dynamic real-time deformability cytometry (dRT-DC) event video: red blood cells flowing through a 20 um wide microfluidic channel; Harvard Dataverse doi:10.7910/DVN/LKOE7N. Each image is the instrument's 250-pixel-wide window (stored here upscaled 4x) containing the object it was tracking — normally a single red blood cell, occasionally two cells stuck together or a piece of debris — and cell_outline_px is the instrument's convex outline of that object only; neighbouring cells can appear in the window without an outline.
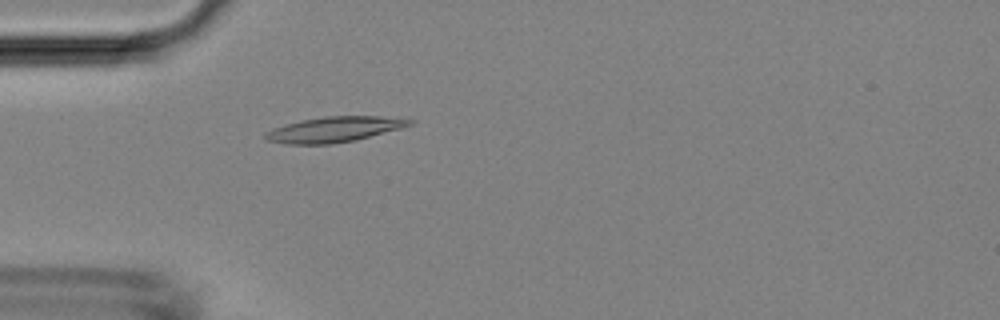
{"species": "Egyptian fruit bat (a non-hibernating species)", "species_latin": "Rousettus aegyptiacus", "temperature_condition": "room temperature", "stored_images_in_passage": 49, "camera_frame_rate_fps": 3000, "um_per_image_px": 0.085, "animal": {"sex": "female"}, "frame": {"image": 1, "passage_image": 14, "time_ms": 4.333, "image_size_px": [1000, 320], "cell_outline_px": [[416, 120], [412, 124], [400, 128], [356, 140], [332, 144], [284, 144], [264, 140], [264, 132], [272, 128], [300, 120], [324, 116], [380, 116]], "centroid_in_image_um": [28.34, 11.0], "position_along_channel_um": 56.7, "area_um2": 21.44}}
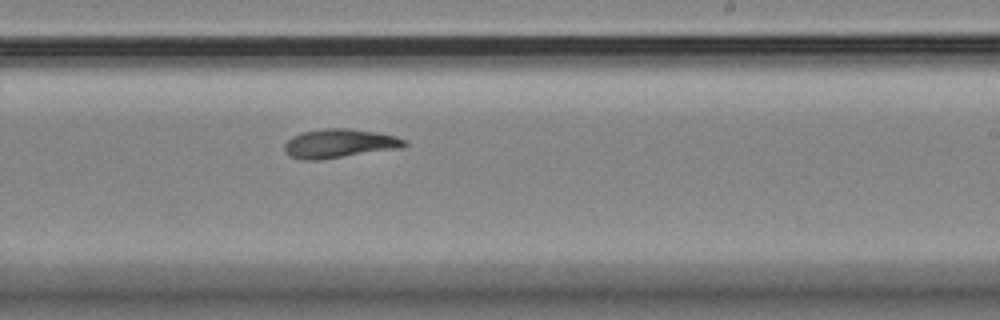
{"frame": {"image": 2, "passage_image": 29, "time_ms": 9.333, "image_size_px": [1000, 320], "cell_outline_px": [[408, 144], [404, 148], [320, 160], [300, 160], [288, 156], [284, 152], [284, 144], [292, 136], [300, 132], [324, 128], [348, 128], [376, 132], [396, 136], [408, 140]], "centroid_in_image_um": [28.86, 12.2], "position_along_channel_um": 260.1, "area_um2": 20.75}}
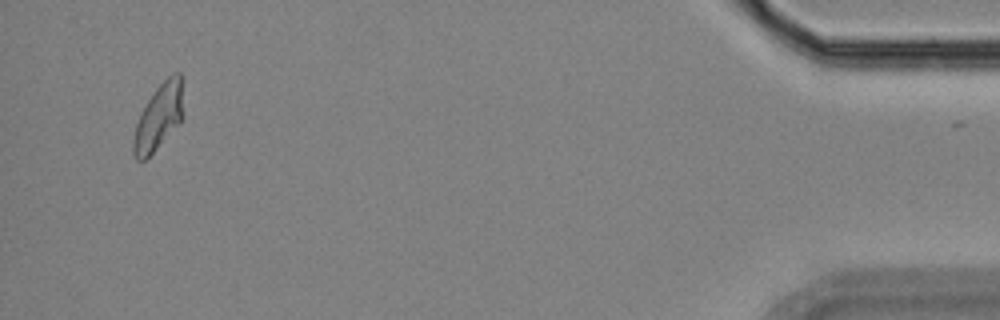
{"frame": {"image": 3, "passage_image": 46, "time_ms": 15.0, "image_size_px": [1000, 320], "cell_outline_px": [[184, 116], [180, 124], [144, 160], [136, 160], [132, 156], [132, 140], [136, 124], [140, 112], [156, 88], [172, 72], [180, 72], [184, 112]], "centroid_in_image_um": [13.49, 9.95], "position_along_channel_um": 421.7, "area_um2": 19.36}}